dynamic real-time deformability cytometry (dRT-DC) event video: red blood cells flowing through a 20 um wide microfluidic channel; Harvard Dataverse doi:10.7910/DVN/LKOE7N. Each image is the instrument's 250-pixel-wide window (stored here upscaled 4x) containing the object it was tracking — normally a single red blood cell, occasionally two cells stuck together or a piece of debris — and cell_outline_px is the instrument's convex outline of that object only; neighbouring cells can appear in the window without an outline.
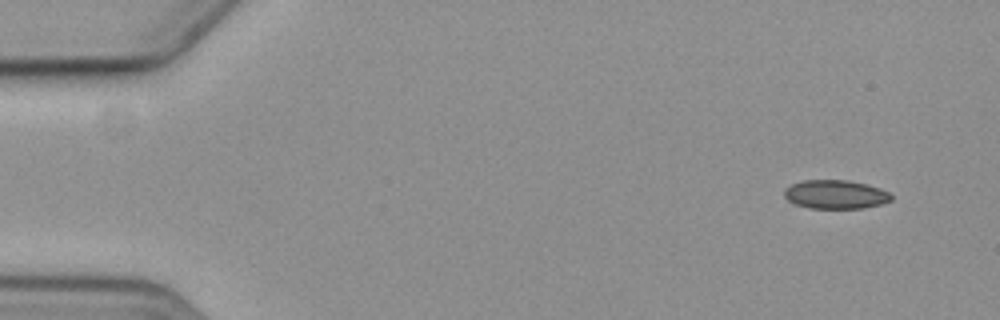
{"species": "common noctule bat (a hibernating species)", "species_latin": "Nyctalus noctula", "temperature_condition": "cold", "stored_images_in_passage": 5, "camera_frame_rate_fps": 3000, "um_per_image_px": 0.085, "animal": {"sex": "female", "body_mass_g": 19.3, "forearm_length_mm": 54.1}, "frame": {"image": 1, "passage_image": 1, "time_ms": 0.0, "image_size_px": [1000, 320], "cell_outline_px": [[892, 200], [880, 204], [864, 208], [812, 208], [796, 204], [788, 200], [784, 196], [784, 188], [792, 184], [804, 180], [848, 180], [880, 188], [888, 192], [892, 196]], "centroid_in_image_um": [71.01, 16.52], "position_along_channel_um": 14.0, "area_um2": 17.8}}
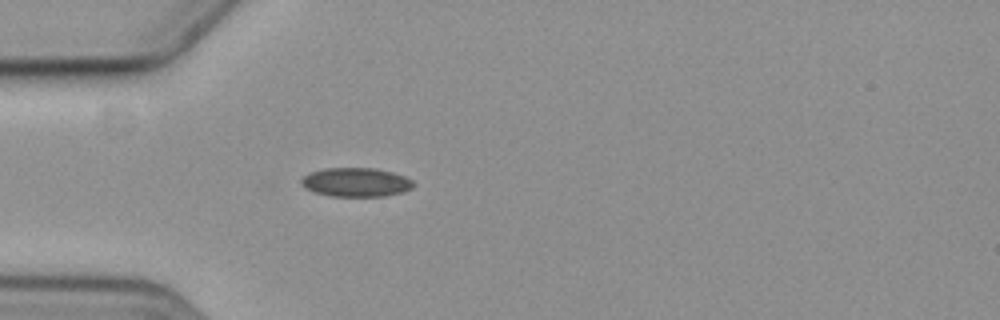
{"frame": {"image": 2, "passage_image": 5, "time_ms": 4.333, "image_size_px": [1000, 320], "cell_outline_px": [[416, 184], [412, 188], [404, 192], [384, 196], [332, 196], [316, 192], [304, 188], [300, 184], [300, 180], [308, 172], [324, 168], [376, 168], [392, 172], [404, 176], [412, 180]], "centroid_in_image_um": [30.26, 15.48], "position_along_channel_um": 54.7, "area_um2": 19.07}}